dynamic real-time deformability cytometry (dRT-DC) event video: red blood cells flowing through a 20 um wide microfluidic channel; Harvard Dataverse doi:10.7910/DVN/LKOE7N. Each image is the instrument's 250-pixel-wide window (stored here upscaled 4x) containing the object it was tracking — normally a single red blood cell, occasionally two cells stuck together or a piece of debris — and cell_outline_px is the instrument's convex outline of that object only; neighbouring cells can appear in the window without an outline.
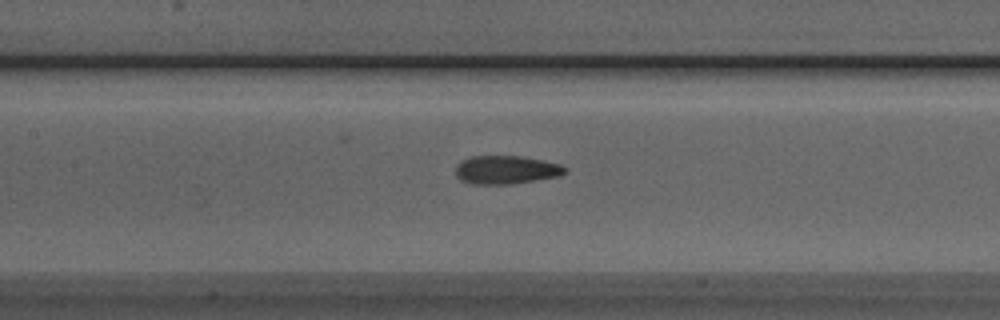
{"species": "Egyptian fruit bat (a non-hibernating species)", "species_latin": "Rousettus aegyptiacus", "temperature_condition": "room temperature", "stored_images_in_passage": 31, "camera_frame_rate_fps": 3000, "um_per_image_px": 0.085, "animal": {"sex": "male"}, "frame": {"image": 1, "passage_image": 12, "time_ms": 3.667, "image_size_px": [1000, 320], "cell_outline_px": [[568, 172], [556, 176], [512, 184], [472, 184], [460, 180], [456, 176], [456, 164], [460, 160], [472, 156], [520, 156], [544, 160], [560, 164], [568, 168]], "centroid_in_image_um": [43.0, 14.43], "position_along_channel_um": 164.4, "area_um2": 18.21}}
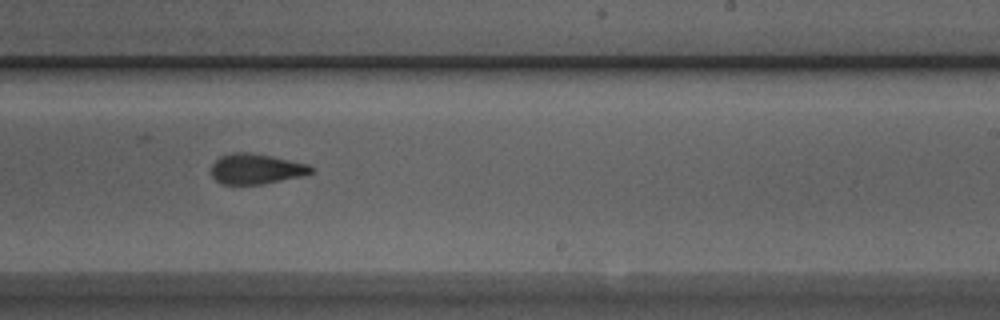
{"frame": {"image": 2, "passage_image": 20, "time_ms": 6.333, "image_size_px": [1000, 320], "cell_outline_px": [[312, 172], [300, 176], [264, 184], [220, 184], [212, 176], [212, 164], [220, 156], [232, 152], [248, 152], [272, 156], [308, 164], [312, 168]], "centroid_in_image_um": [21.73, 14.35], "position_along_channel_um": 267.3, "area_um2": 17.51}}
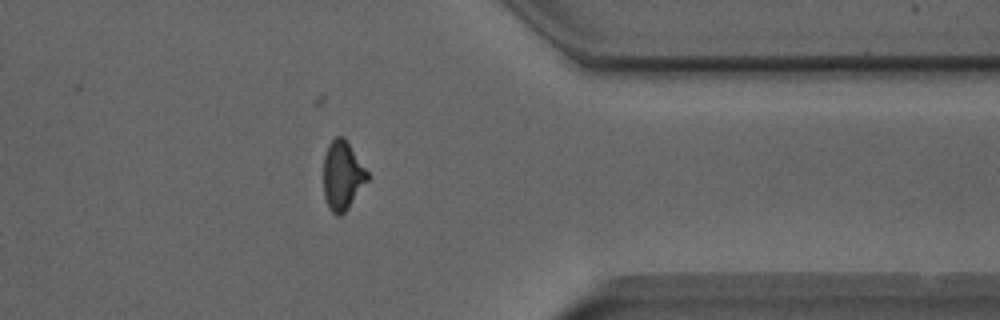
{"frame": {"image": 3, "passage_image": 30, "time_ms": 9.667, "image_size_px": [1000, 320], "cell_outline_px": [[368, 180], [348, 208], [340, 216], [336, 216], [328, 208], [324, 196], [324, 156], [328, 144], [336, 136], [344, 136], [368, 172]], "centroid_in_image_um": [29.1, 14.92], "position_along_channel_um": 382.3, "area_um2": 17.63}}